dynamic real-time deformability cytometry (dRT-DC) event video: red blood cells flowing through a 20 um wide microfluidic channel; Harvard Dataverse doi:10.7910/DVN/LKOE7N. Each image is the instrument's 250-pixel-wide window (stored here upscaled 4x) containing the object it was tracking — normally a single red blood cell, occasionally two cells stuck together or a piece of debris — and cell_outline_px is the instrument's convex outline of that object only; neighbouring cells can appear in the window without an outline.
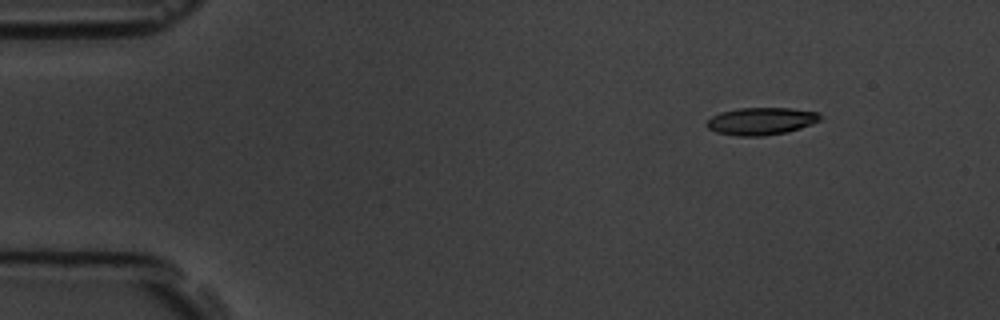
{"species": "common noctule bat (a hibernating species)", "species_latin": "Nyctalus noctula", "temperature_condition": "room temperature", "stored_images_in_passage": 6, "camera_frame_rate_fps": 3000, "um_per_image_px": 0.085, "animal": {"sex": "male", "body_mass_g": 19.5, "forearm_length_mm": 54.6}, "frame": {"image": 1, "passage_image": 2, "time_ms": 2.0, "image_size_px": [1000, 320], "cell_outline_px": [[824, 116], [820, 120], [812, 124], [788, 132], [764, 136], [736, 136], [716, 132], [708, 128], [704, 124], [712, 116], [720, 112], [740, 108], [792, 108], [820, 112]], "centroid_in_image_um": [64.73, 10.3], "position_along_channel_um": 20.3, "area_um2": 18.38}}
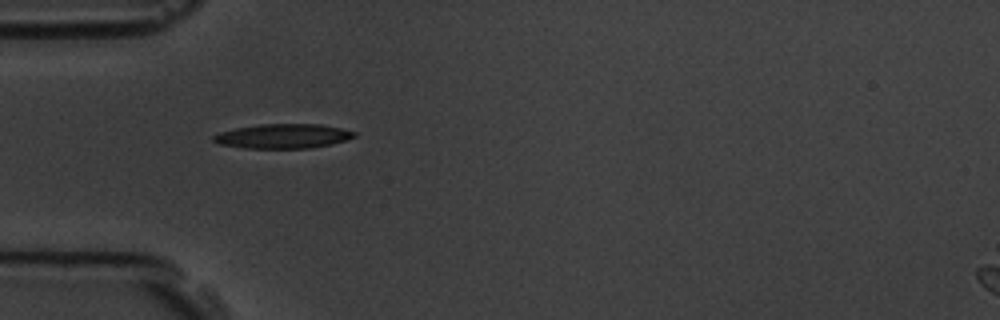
{"frame": {"image": 2, "passage_image": 5, "time_ms": 5.333, "image_size_px": [1000, 320], "cell_outline_px": [[356, 136], [348, 140], [332, 144], [312, 148], [244, 148], [220, 144], [212, 140], [212, 136], [220, 132], [236, 128], [260, 124], [320, 124], [340, 128], [356, 132]], "centroid_in_image_um": [24.08, 11.57], "position_along_channel_um": 60.9, "area_um2": 20.11}}
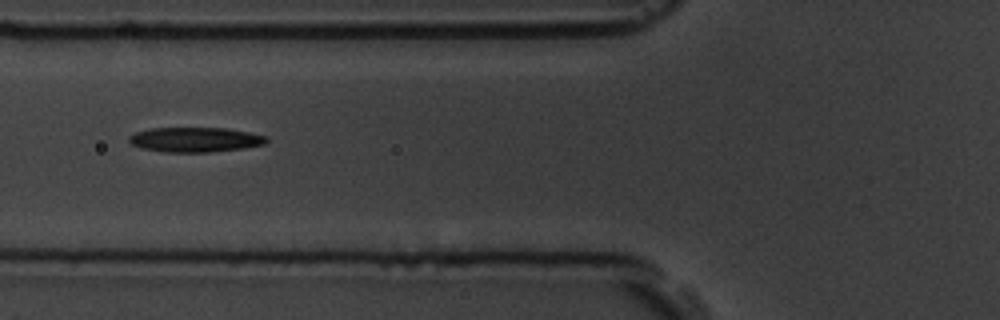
{"frame": {"image": 3, "passage_image": 6, "time_ms": 6.667, "image_size_px": [1000, 320], "cell_outline_px": [[268, 140], [264, 144], [244, 148], [208, 152], [168, 152], [140, 148], [132, 144], [128, 140], [128, 136], [136, 132], [148, 128], [224, 128], [248, 132], [268, 136]], "centroid_in_image_um": [16.57, 11.86], "position_along_channel_um": 109.2, "area_um2": 19.83}}